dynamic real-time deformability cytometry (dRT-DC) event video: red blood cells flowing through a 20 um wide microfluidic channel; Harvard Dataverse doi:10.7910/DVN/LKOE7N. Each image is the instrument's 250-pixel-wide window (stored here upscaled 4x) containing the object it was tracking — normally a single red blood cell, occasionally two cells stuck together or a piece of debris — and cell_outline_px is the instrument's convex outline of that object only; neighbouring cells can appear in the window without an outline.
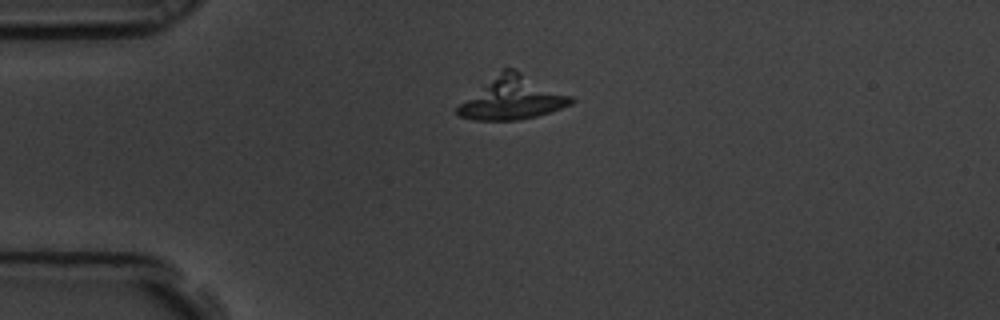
{"species": "common noctule bat (a hibernating species)", "species_latin": "Nyctalus noctula", "temperature_condition": "room temperature", "stored_images_in_passage": 5, "camera_frame_rate_fps": 3000, "um_per_image_px": 0.085, "animal": {"sex": "male", "body_mass_g": 19.5, "forearm_length_mm": 54.6}, "frame": {"image": 1, "passage_image": 1, "time_ms": 0.0, "image_size_px": [1000, 320], "cell_outline_px": [[576, 100], [572, 104], [536, 116], [516, 120], [476, 120], [460, 116], [456, 112], [456, 108], [460, 104], [504, 68], [516, 68], [572, 96]], "centroid_in_image_um": [43.61, 8.33], "position_along_channel_um": 41.4, "area_um2": 27.92}}
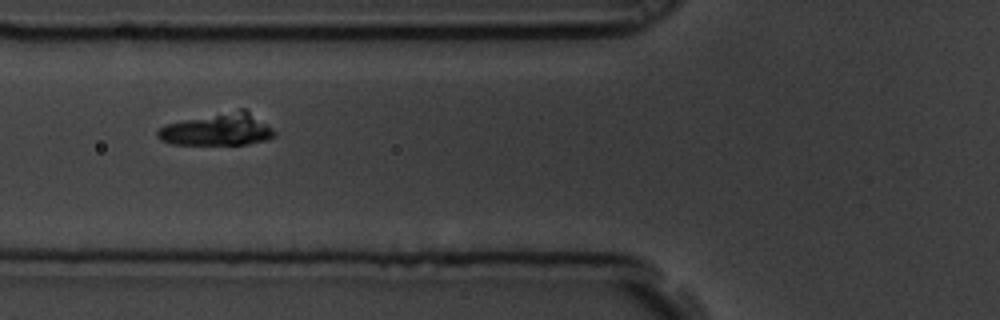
{"frame": {"image": 2, "passage_image": 3, "time_ms": 0.667, "image_size_px": [1000, 320], "cell_outline_px": [[276, 136], [268, 140], [248, 144], [172, 144], [160, 140], [156, 136], [156, 132], [164, 124], [240, 108], [244, 108], [272, 128], [276, 132]], "centroid_in_image_um": [18.5, 11.01], "position_along_channel_um": 107.3, "area_um2": 22.02}}
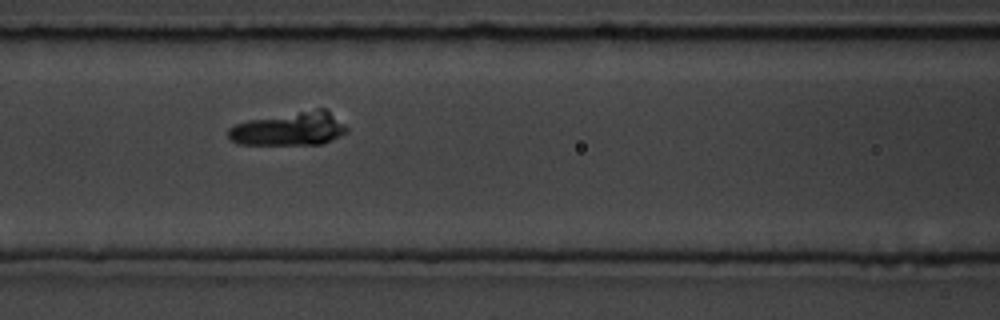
{"frame": {"image": 3, "passage_image": 4, "time_ms": 1.0, "image_size_px": [1000, 320], "cell_outline_px": [[348, 132], [332, 140], [320, 144], [236, 144], [228, 140], [228, 128], [236, 124], [248, 120], [316, 108], [324, 108], [344, 124], [348, 128]], "centroid_in_image_um": [24.59, 10.95], "position_along_channel_um": 142.0, "area_um2": 23.12}}